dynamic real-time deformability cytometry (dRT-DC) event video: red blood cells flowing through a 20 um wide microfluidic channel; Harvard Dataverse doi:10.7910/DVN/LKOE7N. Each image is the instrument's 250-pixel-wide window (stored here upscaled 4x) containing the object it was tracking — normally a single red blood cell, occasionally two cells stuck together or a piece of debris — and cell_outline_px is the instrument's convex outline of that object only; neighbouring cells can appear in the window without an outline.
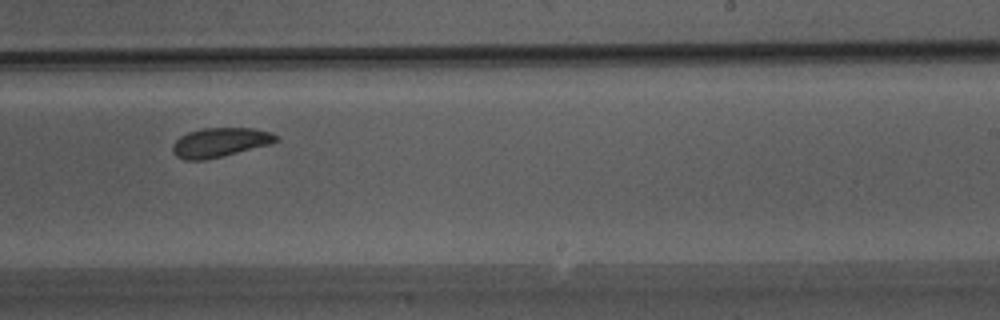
{"species": "Egyptian fruit bat (a non-hibernating species)", "species_latin": "Rousettus aegyptiacus", "temperature_condition": "warm", "stored_images_in_passage": 27, "camera_frame_rate_fps": 3000, "um_per_image_px": 0.085, "animal": {"sex": "male"}, "frame": {"image": 1, "passage_image": 16, "time_ms": 5.0, "image_size_px": [1000, 320], "cell_outline_px": [[280, 140], [272, 144], [204, 160], [184, 160], [176, 156], [172, 152], [172, 144], [180, 136], [188, 132], [204, 128], [252, 128], [272, 132]], "centroid_in_image_um": [18.7, 12.1], "position_along_channel_um": 270.3, "area_um2": 17.69}}
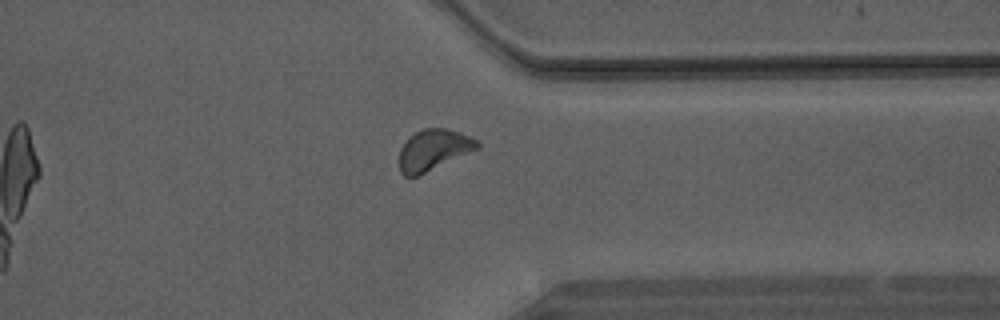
{"frame": {"image": 2, "passage_image": 23, "time_ms": 7.333, "image_size_px": [1000, 320], "cell_outline_px": [[480, 148], [416, 176], [404, 176], [400, 172], [400, 148], [408, 136], [424, 128], [448, 128], [460, 132], [476, 140], [480, 144]], "centroid_in_image_um": [36.84, 12.72], "position_along_channel_um": 374.6, "area_um2": 18.44}}